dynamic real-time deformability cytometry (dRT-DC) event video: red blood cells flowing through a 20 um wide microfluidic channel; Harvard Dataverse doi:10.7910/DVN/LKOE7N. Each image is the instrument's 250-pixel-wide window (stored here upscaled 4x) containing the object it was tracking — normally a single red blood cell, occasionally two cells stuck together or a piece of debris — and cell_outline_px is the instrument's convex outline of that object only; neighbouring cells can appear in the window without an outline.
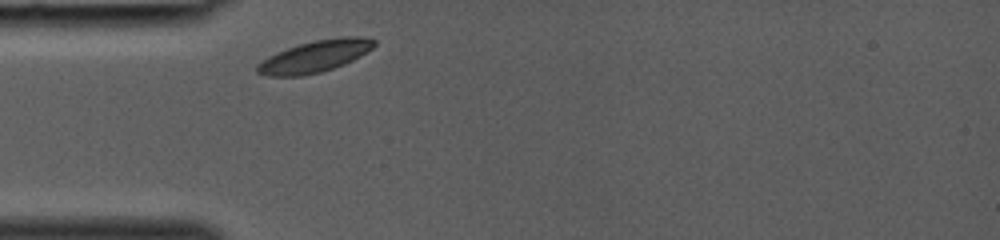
{"species": "common noctule bat (a hibernating species)", "species_latin": "Nyctalus noctula", "temperature_condition": "room temperature", "stored_images_in_passage": 23, "camera_frame_rate_fps": 3000, "um_per_image_px": 0.085, "animal": {"sex": "female", "body_mass_g": 19.0, "forearm_length_mm": 53.3}, "frame": {"image": 1, "passage_image": 1, "time_ms": 0.0, "image_size_px": [1000, 240], "cell_outline_px": [[376, 44], [372, 48], [360, 56], [344, 64], [320, 72], [300, 76], [268, 76], [256, 72], [256, 64], [268, 56], [276, 52], [300, 44], [316, 40], [340, 36], [360, 36], [376, 40]], "centroid_in_image_um": [26.76, 4.78], "position_along_channel_um": 58.2, "area_um2": 21.56}}
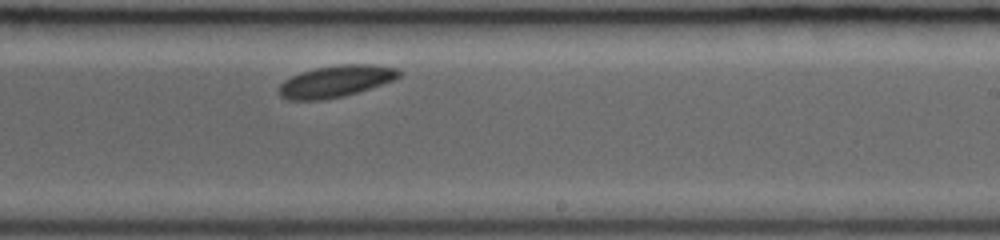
{"frame": {"image": 2, "passage_image": 14, "time_ms": 4.333, "image_size_px": [1000, 240], "cell_outline_px": [[400, 76], [392, 80], [344, 96], [320, 100], [288, 100], [280, 96], [280, 84], [284, 80], [300, 72], [316, 68], [336, 64], [376, 64], [396, 68], [400, 72]], "centroid_in_image_um": [28.51, 6.9], "position_along_channel_um": 260.5, "area_um2": 21.96}}
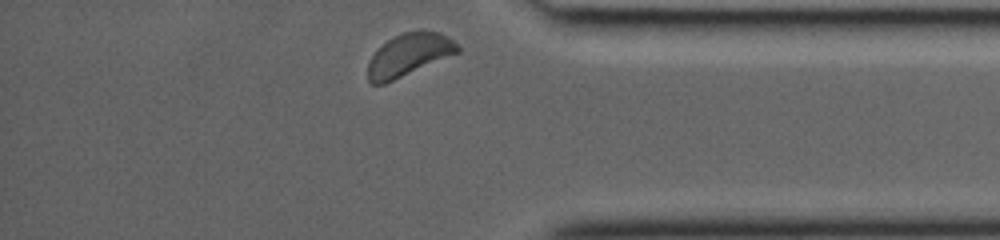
{"frame": {"image": 3, "passage_image": 23, "time_ms": 7.333, "image_size_px": [1000, 240], "cell_outline_px": [[460, 52], [384, 84], [372, 84], [368, 80], [368, 64], [372, 56], [392, 36], [404, 32], [420, 28], [440, 32], [448, 36], [460, 48]], "centroid_in_image_um": [34.78, 4.62], "position_along_channel_um": 400.4, "area_um2": 22.25}}